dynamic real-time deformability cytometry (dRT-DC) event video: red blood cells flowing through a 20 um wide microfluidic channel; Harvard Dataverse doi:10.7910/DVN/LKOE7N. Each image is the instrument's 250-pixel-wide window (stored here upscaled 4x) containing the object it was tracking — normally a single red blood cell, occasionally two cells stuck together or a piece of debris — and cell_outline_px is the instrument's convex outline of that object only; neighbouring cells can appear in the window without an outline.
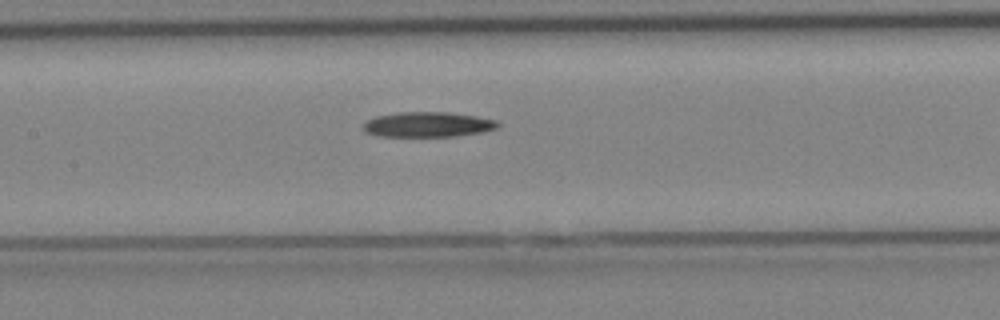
{"species": "Egyptian fruit bat (a non-hibernating species)", "species_latin": "Rousettus aegyptiacus", "temperature_condition": "cold", "stored_images_in_passage": 22, "camera_frame_rate_fps": 3000, "um_per_image_px": 0.085, "animal": {"sex": "female"}, "frame": {"image": 1, "passage_image": 10, "time_ms": 3.0, "image_size_px": [1000, 320], "cell_outline_px": [[500, 124], [496, 128], [480, 132], [456, 136], [376, 136], [364, 132], [364, 124], [368, 120], [376, 116], [400, 112], [448, 112], [476, 116], [496, 120]], "centroid_in_image_um": [36.35, 10.58], "position_along_channel_um": 171.1, "area_um2": 19.54}}
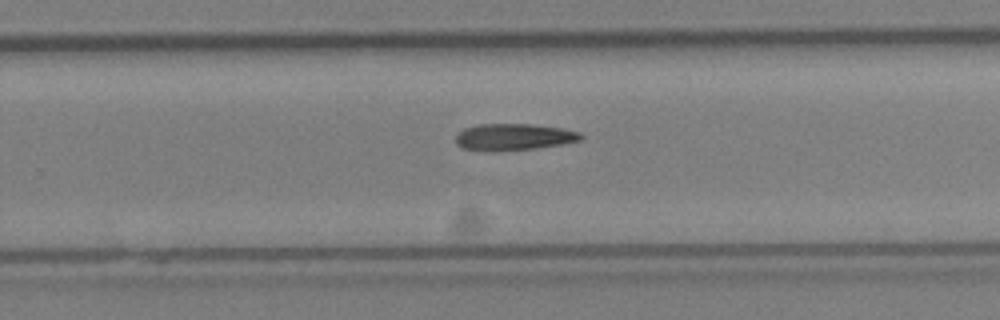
{"frame": {"image": 2, "passage_image": 16, "time_ms": 5.0, "image_size_px": [1000, 320], "cell_outline_px": [[584, 136], [580, 140], [560, 144], [536, 148], [496, 152], [492, 152], [460, 148], [456, 144], [456, 136], [464, 128], [476, 124], [532, 124], [560, 128], [580, 132]], "centroid_in_image_um": [43.62, 11.65], "position_along_channel_um": 286.2, "area_um2": 19.59}}
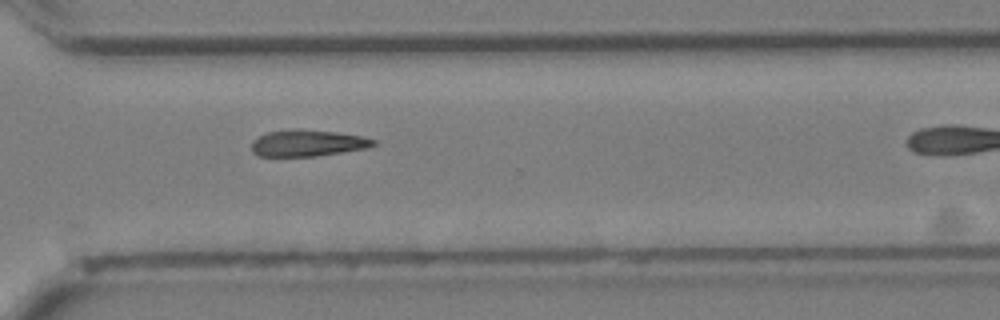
{"frame": {"image": 3, "passage_image": 19, "time_ms": 6.0, "image_size_px": [1000, 320], "cell_outline_px": [[376, 144], [368, 148], [316, 156], [256, 156], [252, 152], [252, 140], [268, 132], [336, 132], [360, 136], [376, 140]], "centroid_in_image_um": [26.16, 12.22], "position_along_channel_um": 344.4, "area_um2": 17.86}}